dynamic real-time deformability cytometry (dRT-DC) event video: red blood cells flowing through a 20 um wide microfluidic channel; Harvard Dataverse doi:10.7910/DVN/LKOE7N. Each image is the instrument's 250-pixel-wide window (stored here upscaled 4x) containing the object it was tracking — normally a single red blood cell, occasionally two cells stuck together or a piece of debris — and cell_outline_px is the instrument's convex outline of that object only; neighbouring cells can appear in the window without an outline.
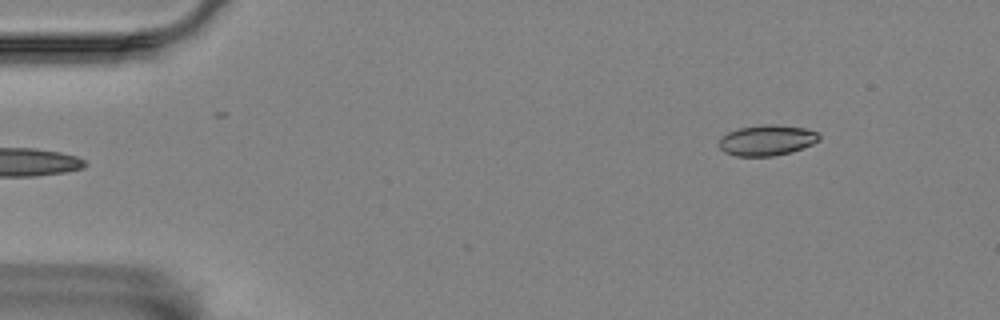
{"species": "Egyptian fruit bat (a non-hibernating species)", "species_latin": "Rousettus aegyptiacus", "temperature_condition": "room temperature", "stored_images_in_passage": 4, "camera_frame_rate_fps": 3000, "um_per_image_px": 0.085, "animal": {"sex": "female"}, "frame": {"image": 1, "passage_image": 4, "time_ms": 4.667, "image_size_px": [1000, 320], "cell_outline_px": [[820, 140], [812, 144], [788, 152], [772, 156], [736, 156], [724, 152], [716, 144], [720, 136], [728, 132], [740, 128], [760, 124], [776, 124], [804, 128], [816, 132], [820, 136]], "centroid_in_image_um": [65.12, 11.91], "position_along_channel_um": 19.9, "area_um2": 17.92}}